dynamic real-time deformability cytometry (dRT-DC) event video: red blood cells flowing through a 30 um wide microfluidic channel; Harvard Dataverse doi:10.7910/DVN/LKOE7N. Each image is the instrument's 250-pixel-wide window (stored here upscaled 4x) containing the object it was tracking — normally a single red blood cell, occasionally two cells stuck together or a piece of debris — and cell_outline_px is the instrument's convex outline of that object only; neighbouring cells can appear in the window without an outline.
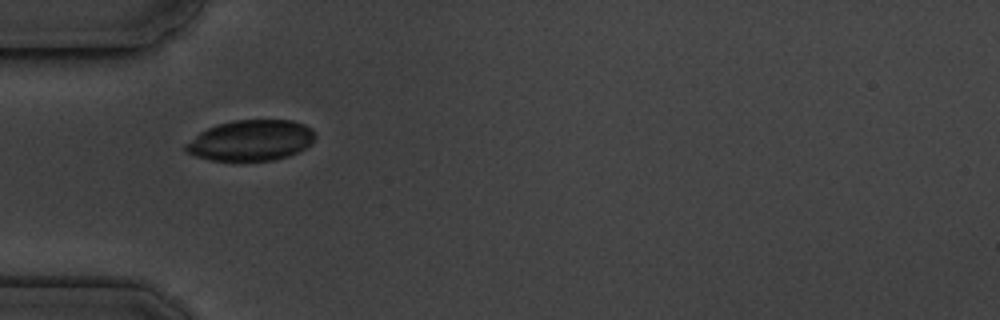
{"species": "common noctule bat (a hibernating species)", "species_latin": "Nyctalus noctula", "temperature_condition": "cold", "stored_images_in_passage": 2, "camera_frame_rate_fps": 3000, "um_per_image_px": 0.085, "animal": {"sex": "male", "body_mass_g": 19.5, "forearm_length_mm": 54.6}, "frame": {"image": 1, "passage_image": 1, "time_ms": 0.0, "image_size_px": [1000, 320], "cell_outline_px": [[316, 136], [312, 144], [288, 156], [272, 160], [212, 160], [196, 156], [188, 152], [184, 148], [184, 144], [200, 132], [216, 124], [232, 120], [292, 120], [304, 124], [312, 128]], "centroid_in_image_um": [21.34, 11.91], "position_along_channel_um": 63.7, "area_um2": 30.63}}